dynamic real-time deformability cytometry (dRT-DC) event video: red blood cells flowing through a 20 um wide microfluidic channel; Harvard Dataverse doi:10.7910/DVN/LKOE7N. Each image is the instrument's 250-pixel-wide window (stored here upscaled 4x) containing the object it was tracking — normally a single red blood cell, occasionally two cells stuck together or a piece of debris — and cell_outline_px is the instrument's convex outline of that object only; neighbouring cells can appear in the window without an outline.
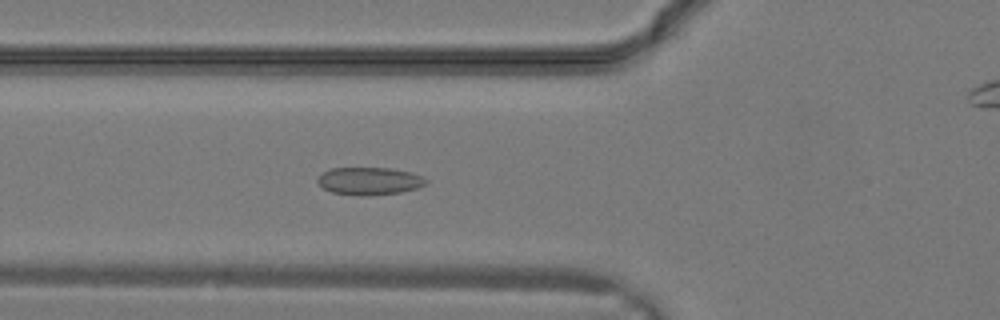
{"species": "common noctule bat (a hibernating species)", "species_latin": "Nyctalus noctula", "temperature_condition": "warm", "stored_images_in_passage": 32, "camera_frame_rate_fps": 3000, "um_per_image_px": 0.085, "animal": {"sex": "male", "body_mass_g": 19.2, "forearm_length_mm": 51.8}, "frame": {"image": 1, "passage_image": 12, "time_ms": 3.667, "image_size_px": [1000, 320], "cell_outline_px": [[428, 180], [424, 184], [416, 188], [400, 192], [360, 196], [332, 192], [324, 188], [316, 180], [324, 172], [332, 168], [388, 168], [412, 172]], "centroid_in_image_um": [31.39, 15.38], "position_along_channel_um": 94.4, "area_um2": 17.11}}
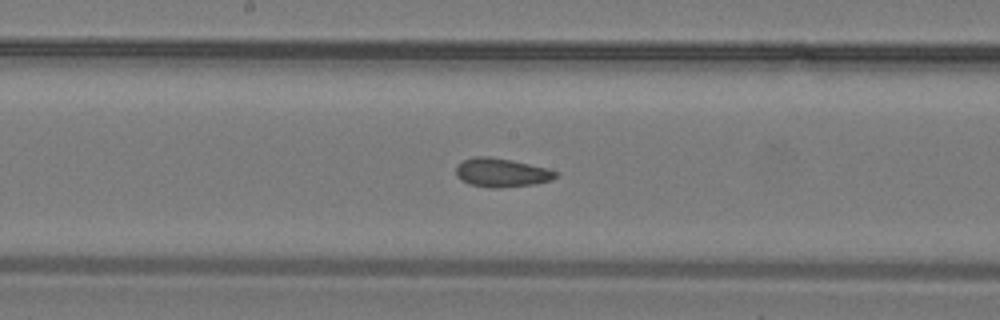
{"frame": {"image": 2, "passage_image": 17, "time_ms": 5.333, "image_size_px": [1000, 320], "cell_outline_px": [[560, 172], [552, 180], [532, 184], [500, 188], [492, 188], [472, 184], [460, 180], [456, 176], [456, 164], [472, 156], [488, 156], [512, 160], [548, 168]], "centroid_in_image_um": [42.62, 14.66], "position_along_channel_um": 205.6, "area_um2": 16.82}}
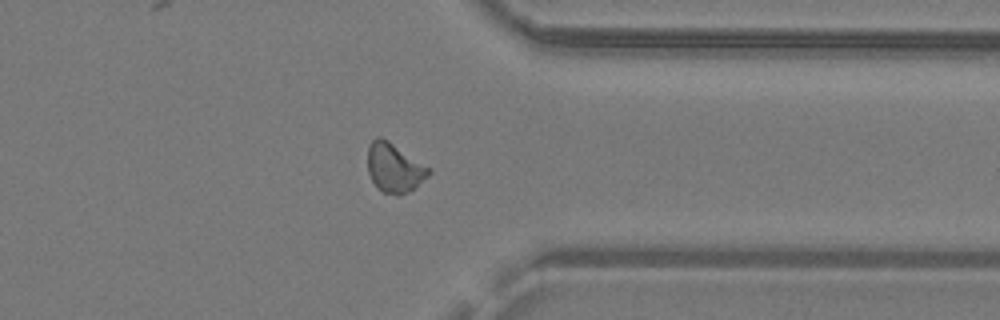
{"frame": {"image": 3, "passage_image": 25, "time_ms": 8.0, "image_size_px": [1000, 320], "cell_outline_px": [[432, 172], [428, 176], [408, 192], [396, 196], [384, 192], [372, 180], [368, 172], [368, 144], [376, 136], [380, 136], [388, 140], [432, 168]], "centroid_in_image_um": [33.53, 14.23], "position_along_channel_um": 377.9, "area_um2": 17.51}}